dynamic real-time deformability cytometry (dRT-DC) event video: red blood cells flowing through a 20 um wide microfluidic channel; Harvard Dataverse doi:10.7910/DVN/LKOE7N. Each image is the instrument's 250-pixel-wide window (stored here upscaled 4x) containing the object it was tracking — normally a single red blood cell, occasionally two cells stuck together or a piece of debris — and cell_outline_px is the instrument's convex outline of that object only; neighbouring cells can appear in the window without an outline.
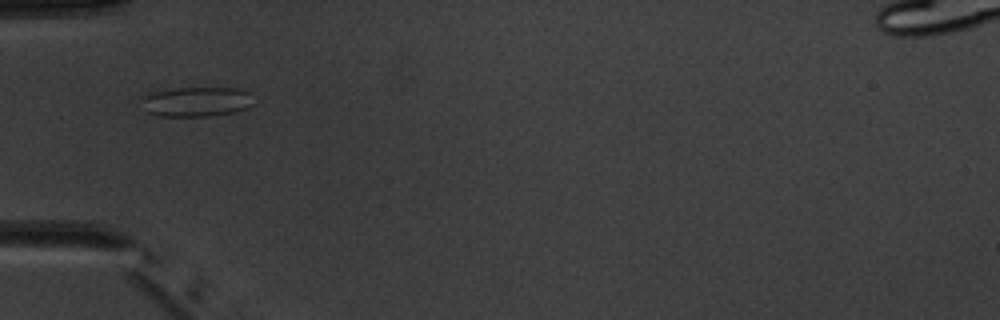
{"species": "common noctule bat (a hibernating species)", "species_latin": "Nyctalus noctula", "temperature_condition": "warm", "stored_images_in_passage": 6, "camera_frame_rate_fps": 3000, "um_per_image_px": 0.085, "animal": {"sex": "male", "body_mass_g": 20.1, "forearm_length_mm": 53.5}, "frame": {"image": 1, "passage_image": 3, "time_ms": 2.333, "image_size_px": [1000, 320], "cell_outline_px": [[252, 104], [236, 112], [208, 116], [160, 116], [144, 112], [140, 100], [140, 96], [148, 92], [176, 88], [240, 88], [248, 92]], "centroid_in_image_um": [16.58, 8.64], "position_along_channel_um": 68.4, "area_um2": 19.65}}
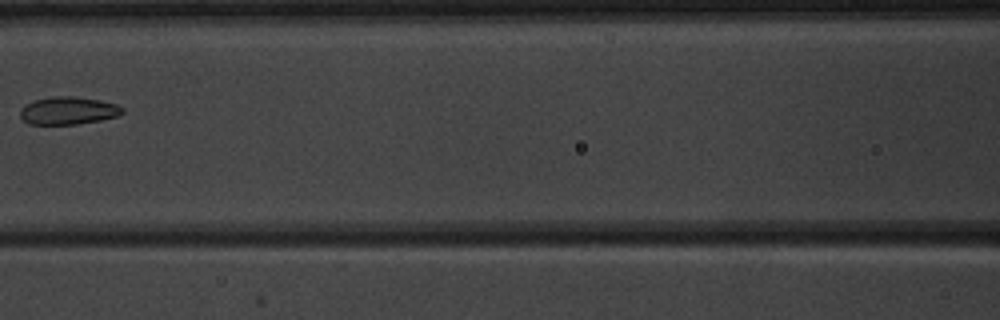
{"frame": {"image": 2, "passage_image": 5, "time_ms": 4.667, "image_size_px": [1000, 320], "cell_outline_px": [[124, 112], [116, 116], [100, 120], [76, 124], [28, 124], [20, 116], [20, 108], [24, 104], [36, 100], [52, 96], [72, 96], [100, 100], [116, 104], [124, 108]], "centroid_in_image_um": [5.78, 9.4], "position_along_channel_um": 160.8, "area_um2": 16.47}}
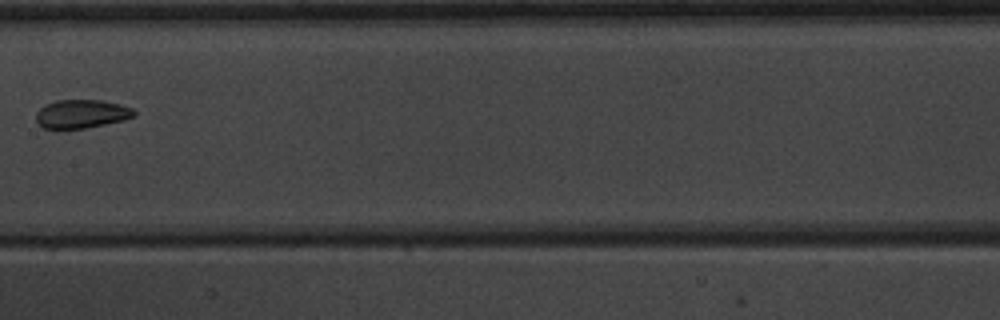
{"frame": {"image": 3, "passage_image": 6, "time_ms": 5.667, "image_size_px": [1000, 320], "cell_outline_px": [[136, 112], [132, 116], [124, 120], [84, 128], [44, 128], [36, 124], [36, 112], [44, 104], [56, 100], [100, 100], [120, 104], [132, 108]], "centroid_in_image_um": [6.88, 9.67], "position_along_channel_um": 200.5, "area_um2": 16.24}}